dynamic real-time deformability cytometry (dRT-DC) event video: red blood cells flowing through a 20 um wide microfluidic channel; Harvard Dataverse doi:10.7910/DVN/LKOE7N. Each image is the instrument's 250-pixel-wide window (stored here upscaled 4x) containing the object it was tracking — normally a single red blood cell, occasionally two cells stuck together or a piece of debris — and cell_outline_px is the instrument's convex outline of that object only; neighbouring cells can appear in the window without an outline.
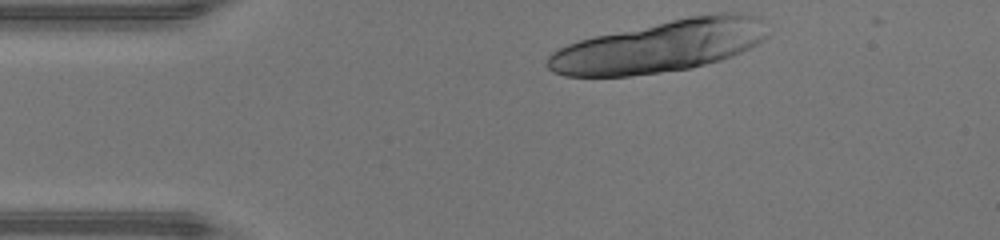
{"species": "human", "species_latin": "Homo sapiens", "temperature_condition": "warm", "stored_images_in_passage": 23, "segment_of_instrument_passage": [1, 2], "camera_frame_rate_fps": 3000, "um_per_image_px": 0.085, "donor": {"sex": "male"}, "frame": {"image": 1, "passage_image": 1, "time_ms": 0.0, "image_size_px": [1000, 240], "cell_outline_px": [[768, 36], [764, 40], [732, 56], [720, 60], [692, 68], [628, 76], [564, 76], [552, 72], [548, 68], [548, 56], [552, 52], [568, 44], [580, 40], [596, 36], [672, 20], [692, 16], [716, 12], [740, 12], [756, 16], [760, 20]], "centroid_in_image_um": [56.11, 3.94], "position_along_channel_um": 28.9, "area_um2": 65.66}}